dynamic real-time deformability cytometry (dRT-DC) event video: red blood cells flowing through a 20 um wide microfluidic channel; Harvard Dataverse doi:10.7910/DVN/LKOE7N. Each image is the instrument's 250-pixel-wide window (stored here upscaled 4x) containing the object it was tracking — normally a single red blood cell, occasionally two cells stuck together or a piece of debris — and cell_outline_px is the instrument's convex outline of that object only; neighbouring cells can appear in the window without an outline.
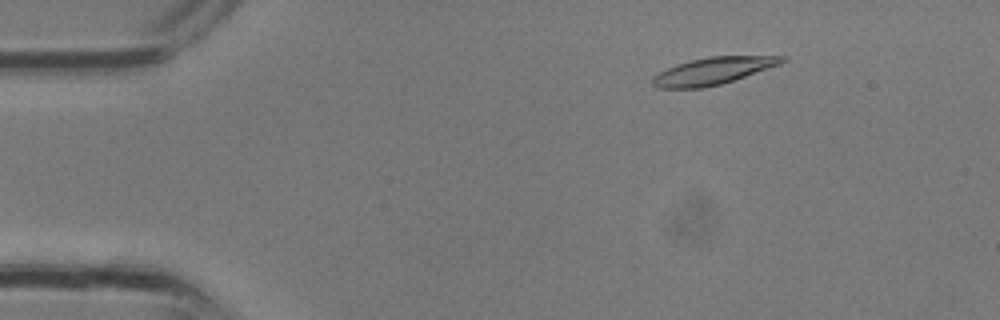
{"species": "common noctule bat (a hibernating species)", "species_latin": "Nyctalus noctula", "temperature_condition": "room temperature", "stored_images_in_passage": 23, "camera_frame_rate_fps": 3000, "um_per_image_px": 0.085, "animal": {"sex": "male", "body_mass_g": 13.3}, "frame": {"image": 1, "passage_image": 5, "time_ms": 1.333, "image_size_px": [1000, 320], "cell_outline_px": [[788, 60], [780, 64], [720, 84], [704, 88], [660, 88], [652, 84], [652, 76], [676, 64], [708, 56], [788, 56]], "centroid_in_image_um": [60.6, 6.02], "position_along_channel_um": 24.4, "area_um2": 20.17}}
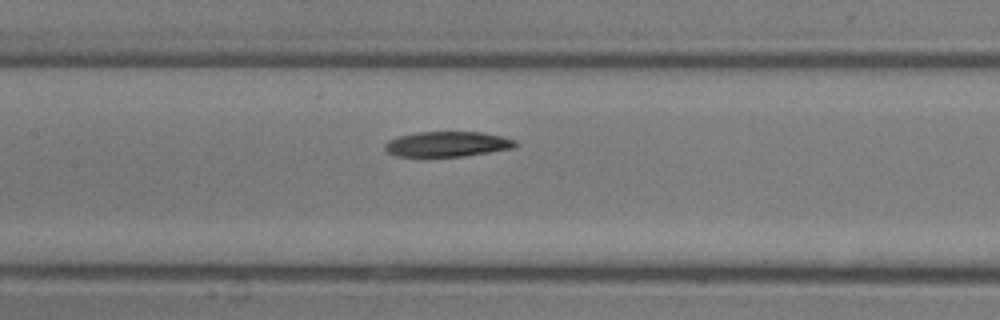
{"frame": {"image": 2, "passage_image": 15, "time_ms": 4.667, "image_size_px": [1000, 320], "cell_outline_px": [[520, 144], [516, 148], [464, 156], [428, 160], [420, 160], [396, 156], [388, 152], [384, 148], [384, 144], [388, 140], [400, 136], [416, 132], [484, 132], [516, 140]], "centroid_in_image_um": [37.98, 12.31], "position_along_channel_um": 169.4, "area_um2": 20.35}}
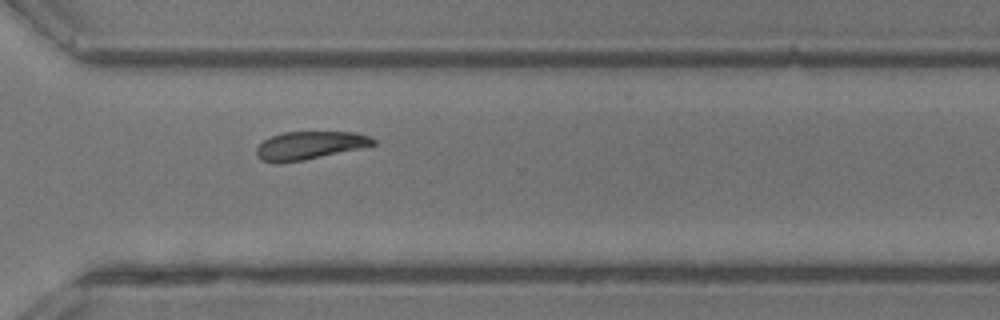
{"frame": {"image": 3, "passage_image": 23, "time_ms": 7.333, "image_size_px": [1000, 320], "cell_outline_px": [[376, 144], [360, 148], [304, 160], [280, 164], [276, 164], [260, 160], [256, 156], [256, 148], [264, 140], [272, 136], [284, 132], [356, 132], [368, 136], [376, 140]], "centroid_in_image_um": [26.27, 12.37], "position_along_channel_um": 344.3, "area_um2": 19.13}}